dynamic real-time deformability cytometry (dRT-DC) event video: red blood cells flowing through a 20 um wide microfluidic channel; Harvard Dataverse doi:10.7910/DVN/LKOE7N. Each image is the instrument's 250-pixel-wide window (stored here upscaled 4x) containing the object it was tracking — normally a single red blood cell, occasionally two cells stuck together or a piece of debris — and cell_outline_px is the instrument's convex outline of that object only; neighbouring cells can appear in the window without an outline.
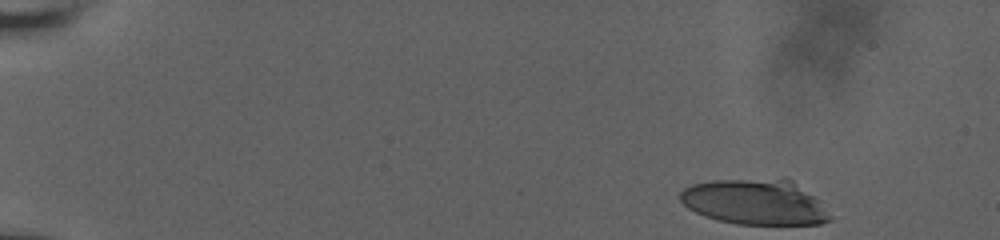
{"species": "human", "species_latin": "Homo sapiens", "temperature_condition": "room temperature", "stored_images_in_passage": 7, "camera_frame_rate_fps": 3000, "um_per_image_px": 0.085, "donor": {"sex": "male"}, "frame": {"image": 1, "passage_image": 1, "time_ms": 0.0, "image_size_px": [1000, 240], "cell_outline_px": [[832, 220], [820, 224], [736, 224], [704, 216], [688, 208], [680, 200], [680, 192], [684, 188], [692, 184], [712, 180], [784, 176], [792, 180], [820, 200], [832, 216]], "centroid_in_image_um": [64.22, 17.13], "position_along_channel_um": 20.8, "area_um2": 40.46}}
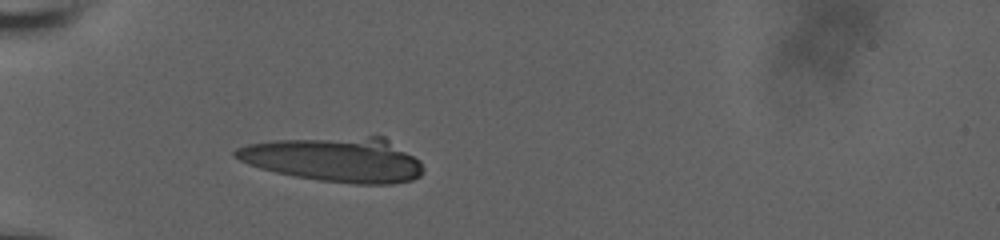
{"frame": {"image": 2, "passage_image": 7, "time_ms": 4.333, "image_size_px": [1000, 240], "cell_outline_px": [[424, 172], [420, 176], [412, 180], [392, 184], [356, 184], [320, 180], [296, 176], [276, 172], [260, 168], [248, 164], [232, 156], [232, 152], [236, 148], [248, 144], [276, 140], [368, 136], [384, 136], [420, 160], [424, 168]], "centroid_in_image_um": [28.5, 13.55], "position_along_channel_um": 56.5, "area_um2": 48.96}}